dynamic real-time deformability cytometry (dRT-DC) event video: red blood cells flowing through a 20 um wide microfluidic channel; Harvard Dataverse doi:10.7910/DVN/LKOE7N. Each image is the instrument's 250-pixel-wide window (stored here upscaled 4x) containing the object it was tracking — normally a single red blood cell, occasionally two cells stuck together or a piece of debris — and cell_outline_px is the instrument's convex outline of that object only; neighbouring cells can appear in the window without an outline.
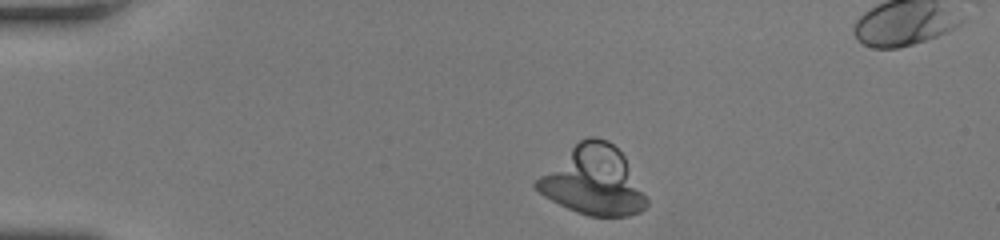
{"species": "human", "species_latin": "Homo sapiens", "temperature_condition": "room temperature", "stored_images_in_passage": 35, "camera_frame_rate_fps": 3000, "um_per_image_px": 0.085, "donor": {"sex": "female"}, "frame": {"image": 1, "passage_image": 3, "time_ms": 0.667, "image_size_px": [1000, 240], "cell_outline_px": [[648, 204], [640, 212], [628, 216], [588, 216], [576, 212], [544, 196], [532, 184], [540, 176], [580, 140], [588, 136], [596, 136], [608, 140], [624, 156], [648, 200]], "centroid_in_image_um": [50.45, 15.38], "position_along_channel_um": 34.6, "area_um2": 43.35}}
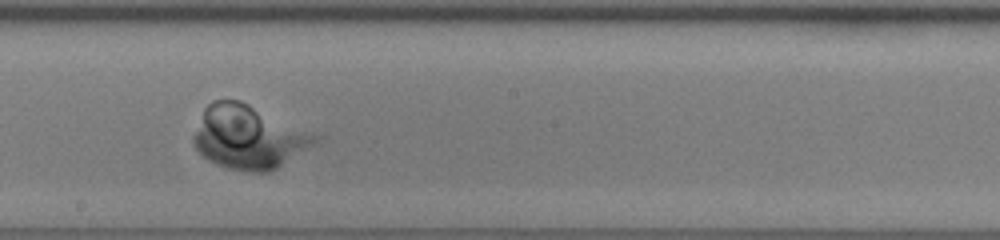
{"frame": {"image": 2, "passage_image": 22, "time_ms": 7.0, "image_size_px": [1000, 240], "cell_outline_px": [[320, 140], [276, 168], [268, 172], [256, 172], [228, 168], [216, 164], [208, 160], [196, 148], [192, 140], [192, 136], [204, 108], [212, 100], [240, 100], [320, 136]], "centroid_in_image_um": [21.08, 11.65], "position_along_channel_um": 227.1, "area_um2": 44.33}}
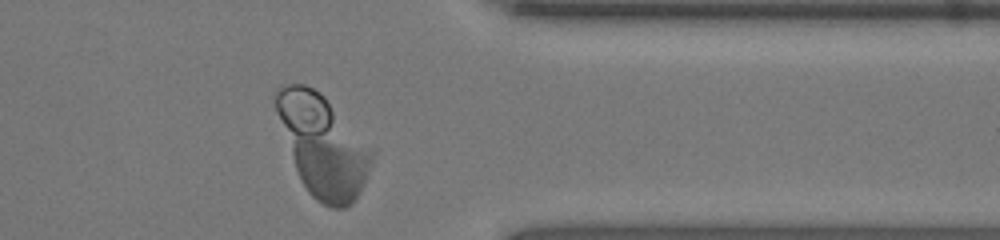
{"frame": {"image": 3, "passage_image": 34, "time_ms": 11.0, "image_size_px": [1000, 240], "cell_outline_px": [[376, 152], [364, 184], [356, 200], [352, 204], [344, 208], [332, 208], [316, 200], [308, 192], [300, 180], [272, 96], [276, 88], [288, 84], [304, 84], [312, 88], [324, 96]], "centroid_in_image_um": [27.47, 12.4], "position_along_channel_um": 383.9, "area_um2": 55.66}}